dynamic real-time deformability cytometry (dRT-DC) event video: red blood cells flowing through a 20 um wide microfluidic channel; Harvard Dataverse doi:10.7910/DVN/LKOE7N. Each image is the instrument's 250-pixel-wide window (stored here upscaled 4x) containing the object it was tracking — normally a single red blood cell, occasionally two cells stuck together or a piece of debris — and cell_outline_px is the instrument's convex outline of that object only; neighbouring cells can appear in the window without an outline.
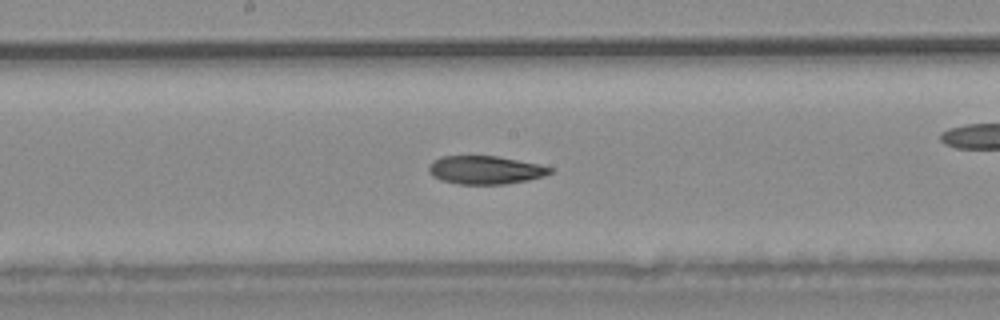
{"species": "common noctule bat (a hibernating species)", "species_latin": "Nyctalus noctula", "temperature_condition": "warm", "stored_images_in_passage": 34, "camera_frame_rate_fps": 3000, "um_per_image_px": 0.085, "animal": {"sex": "male", "body_mass_g": 20.4}, "frame": {"image": 1, "passage_image": 15, "time_ms": 4.667, "image_size_px": [1000, 320], "cell_outline_px": [[552, 172], [544, 176], [528, 180], [504, 184], [460, 184], [440, 180], [432, 176], [428, 172], [428, 164], [432, 160], [440, 156], [496, 156], [540, 164], [552, 168]], "centroid_in_image_um": [41.21, 14.44], "position_along_channel_um": 207.0, "area_um2": 20.11}}